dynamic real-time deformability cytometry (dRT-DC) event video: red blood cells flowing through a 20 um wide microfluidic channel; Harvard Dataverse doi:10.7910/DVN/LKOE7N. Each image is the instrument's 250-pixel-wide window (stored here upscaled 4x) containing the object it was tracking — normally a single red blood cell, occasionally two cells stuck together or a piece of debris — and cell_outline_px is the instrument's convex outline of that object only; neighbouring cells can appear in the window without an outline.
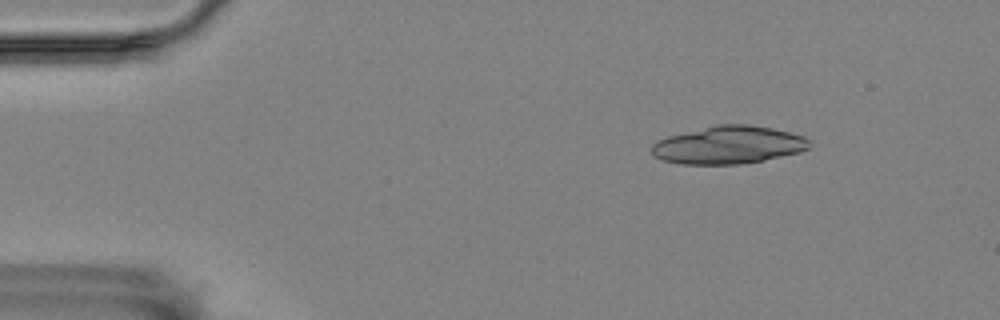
{"species": "Egyptian fruit bat (a non-hibernating species)", "species_latin": "Rousettus aegyptiacus", "temperature_condition": "room temperature", "stored_images_in_passage": 55, "segment_of_instrument_passage": [1, 2], "camera_frame_rate_fps": 3000, "um_per_image_px": 0.085, "animal": {"sex": "female"}, "frame": {"image": 1, "passage_image": 7, "time_ms": 2.0, "image_size_px": [1000, 320], "cell_outline_px": [[808, 148], [800, 152], [764, 160], [740, 164], [680, 164], [660, 160], [652, 152], [652, 144], [656, 140], [668, 136], [716, 124], [748, 124], [772, 128], [792, 132], [804, 136], [808, 140]], "centroid_in_image_um": [61.9, 12.32], "position_along_channel_um": 23.1, "area_um2": 34.8}}